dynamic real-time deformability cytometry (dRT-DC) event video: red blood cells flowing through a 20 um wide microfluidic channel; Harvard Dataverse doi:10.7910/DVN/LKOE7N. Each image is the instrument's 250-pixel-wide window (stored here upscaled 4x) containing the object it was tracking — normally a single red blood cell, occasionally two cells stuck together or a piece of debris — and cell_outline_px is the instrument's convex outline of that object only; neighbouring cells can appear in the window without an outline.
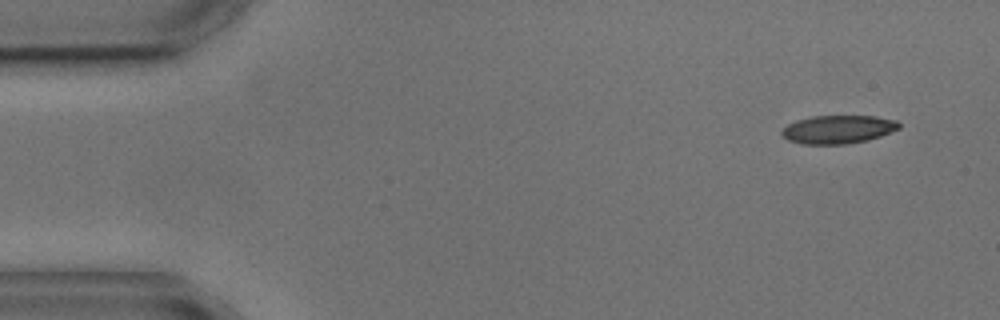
{"species": "common noctule bat (a hibernating species)", "species_latin": "Nyctalus noctula", "temperature_condition": "cold", "stored_images_in_passage": 5, "segment_of_instrument_passage": [1, 2], "camera_frame_rate_fps": 3000, "um_per_image_px": 0.085, "animal": {"sex": "male", "body_mass_g": 17.9, "forearm_length_mm": 54.2}, "frame": {"image": 1, "passage_image": 1, "time_ms": 0.0, "image_size_px": [1000, 320], "cell_outline_px": [[900, 128], [880, 136], [868, 140], [844, 144], [800, 144], [788, 140], [780, 132], [788, 124], [796, 120], [812, 116], [876, 116], [896, 120], [900, 124]], "centroid_in_image_um": [71.23, 10.99], "position_along_channel_um": 13.8, "area_um2": 19.31}}
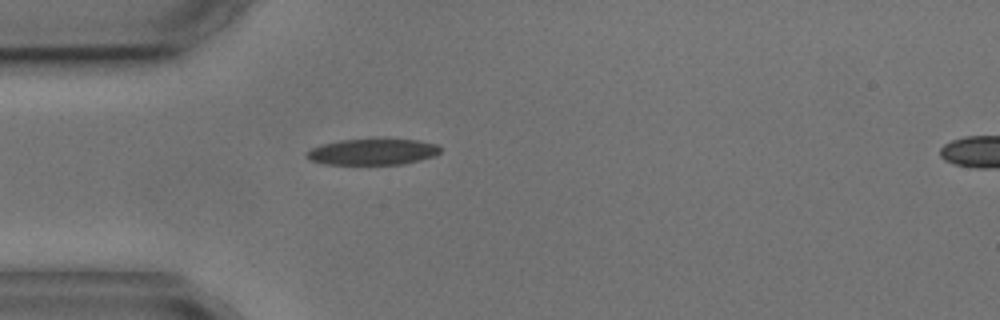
{"frame": {"image": 2, "passage_image": 4, "time_ms": 3.667, "image_size_px": [1000, 320], "cell_outline_px": [[440, 152], [436, 156], [404, 164], [324, 164], [308, 160], [304, 156], [312, 148], [320, 144], [340, 140], [416, 140], [436, 144], [440, 148]], "centroid_in_image_um": [31.65, 12.92], "position_along_channel_um": 53.4, "area_um2": 20.17}}